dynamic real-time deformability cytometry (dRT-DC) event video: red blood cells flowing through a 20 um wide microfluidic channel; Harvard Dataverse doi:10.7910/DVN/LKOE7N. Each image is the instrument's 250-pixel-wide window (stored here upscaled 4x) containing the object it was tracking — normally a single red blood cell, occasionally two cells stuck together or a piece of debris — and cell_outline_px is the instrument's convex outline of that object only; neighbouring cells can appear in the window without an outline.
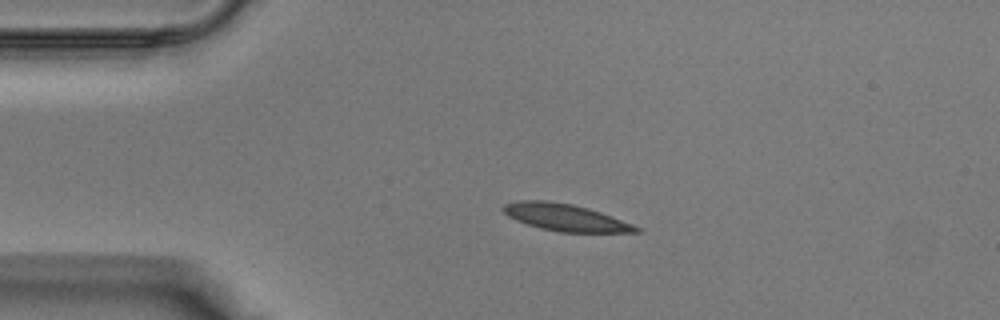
{"species": "Egyptian fruit bat (a non-hibernating species)", "species_latin": "Rousettus aegyptiacus", "temperature_condition": "warm", "stored_images_in_passage": 31, "camera_frame_rate_fps": 3000, "um_per_image_px": 0.085, "animal": {"sex": "male"}, "frame": {"image": 1, "passage_image": 1, "time_ms": 0.0, "image_size_px": [1000, 320], "cell_outline_px": [[640, 232], [560, 232], [540, 228], [516, 220], [508, 216], [500, 208], [504, 204], [516, 200], [548, 200], [572, 204], [588, 208], [600, 212], [632, 224], [640, 228]], "centroid_in_image_um": [48.0, 18.47], "position_along_channel_um": 37.0, "area_um2": 20.81}}
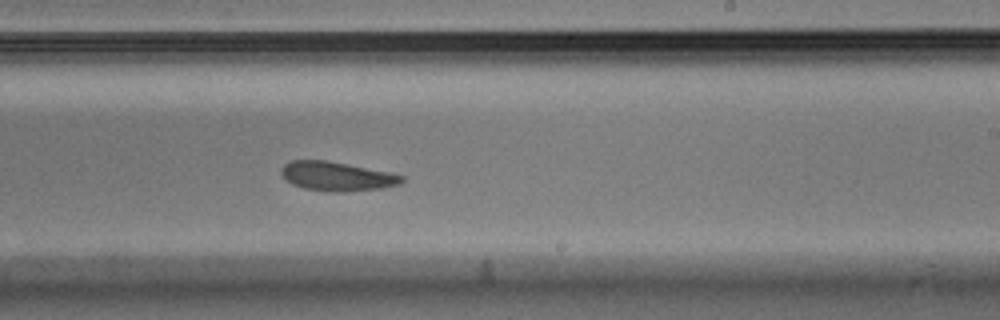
{"frame": {"image": 2, "passage_image": 16, "time_ms": 5.0, "image_size_px": [1000, 320], "cell_outline_px": [[404, 180], [400, 184], [380, 188], [344, 192], [332, 192], [304, 188], [292, 184], [280, 172], [280, 168], [284, 164], [292, 160], [328, 160], [388, 172], [404, 176]], "centroid_in_image_um": [28.62, 14.98], "position_along_channel_um": 260.4, "area_um2": 20.35}}
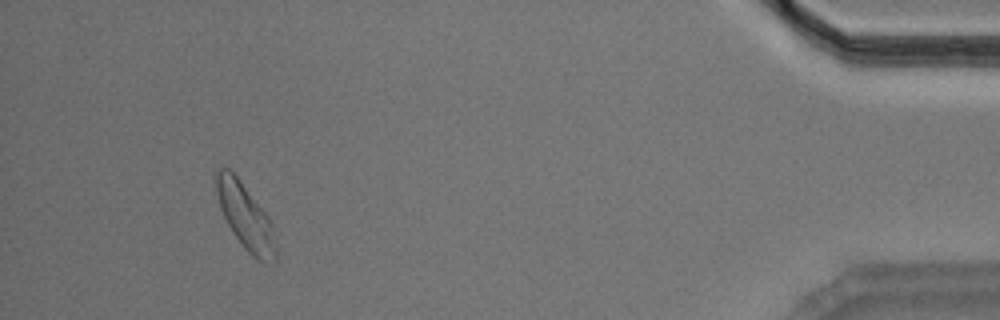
{"frame": {"image": 3, "passage_image": 29, "time_ms": 9.333, "image_size_px": [1000, 320], "cell_outline_px": [[276, 260], [272, 264], [264, 264], [252, 256], [244, 248], [232, 232], [220, 208], [212, 176], [216, 168], [228, 168], [236, 176], [268, 216], [272, 224], [276, 244]], "centroid_in_image_um": [20.84, 18.42], "position_along_channel_um": 414.4, "area_um2": 23.0}}